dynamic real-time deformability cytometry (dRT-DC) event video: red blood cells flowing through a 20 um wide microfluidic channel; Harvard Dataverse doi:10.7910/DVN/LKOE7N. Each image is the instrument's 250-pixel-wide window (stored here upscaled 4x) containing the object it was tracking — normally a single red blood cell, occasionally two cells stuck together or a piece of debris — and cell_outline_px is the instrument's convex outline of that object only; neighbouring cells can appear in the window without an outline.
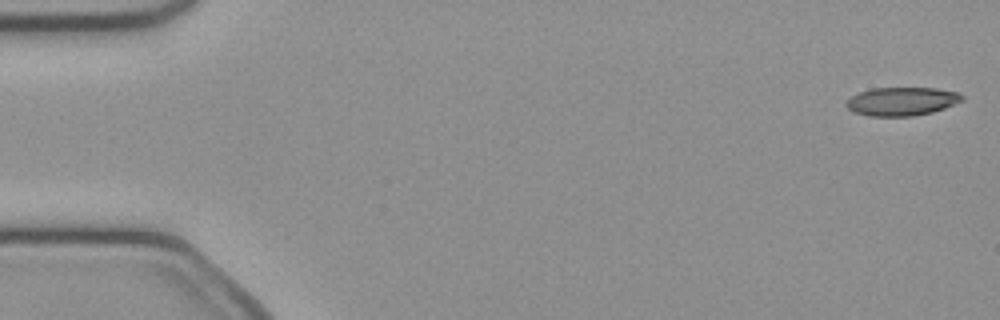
{"species": "common noctule bat (a hibernating species)", "species_latin": "Nyctalus noctula", "temperature_condition": "cold", "stored_images_in_passage": 50, "camera_frame_rate_fps": 3000, "um_per_image_px": 0.085, "animal": {"sex": "female", "body_mass_g": 21.9}, "frame": {"image": 1, "passage_image": 1, "time_ms": 0.0, "image_size_px": [1000, 320], "cell_outline_px": [[964, 100], [944, 108], [932, 112], [912, 116], [868, 116], [852, 112], [844, 104], [852, 96], [860, 92], [872, 88], [936, 88], [956, 92], [964, 96]], "centroid_in_image_um": [76.64, 8.62], "position_along_channel_um": 8.4, "area_um2": 19.19}}
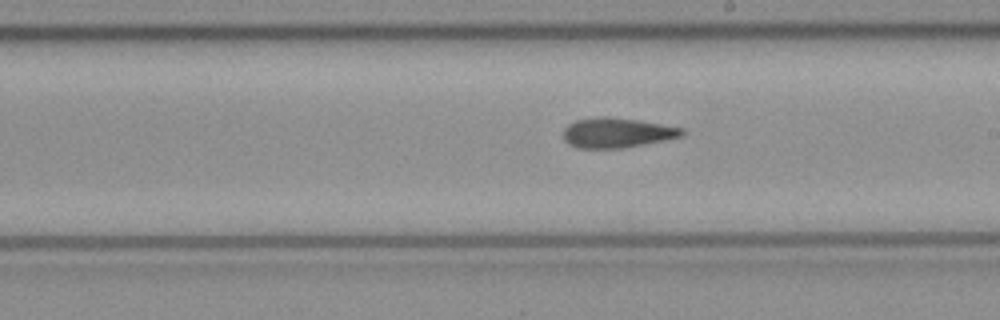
{"frame": {"image": 2, "passage_image": 28, "time_ms": 9.0, "image_size_px": [1000, 320], "cell_outline_px": [[684, 132], [680, 136], [664, 140], [624, 148], [576, 148], [568, 144], [564, 140], [564, 128], [568, 124], [576, 120], [604, 116], [608, 116], [636, 120], [684, 128]], "centroid_in_image_um": [52.4, 11.29], "position_along_channel_um": 236.6, "area_um2": 20.52}}
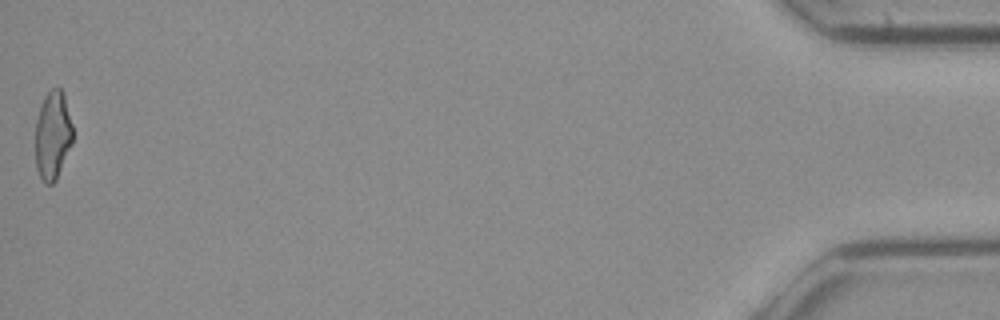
{"frame": {"image": 3, "passage_image": 50, "time_ms": 16.333, "image_size_px": [1000, 320], "cell_outline_px": [[72, 144], [56, 180], [52, 184], [44, 184], [36, 168], [36, 120], [40, 104], [44, 96], [52, 88], [60, 88], [64, 96], [72, 124]], "centroid_in_image_um": [4.47, 11.51], "position_along_channel_um": 430.7, "area_um2": 19.25}, "authors_computed_cell_mechanics": {"area_um2": 20.4612, "velocity_mm_per_s": 4.0707, "shape_relaxation_time_tau1_ms": null, "shape_relaxation_time_tau2_ms": 3.8253, "deformation_change_tau1": null, "deformation_change_tau2": 0.1393}}